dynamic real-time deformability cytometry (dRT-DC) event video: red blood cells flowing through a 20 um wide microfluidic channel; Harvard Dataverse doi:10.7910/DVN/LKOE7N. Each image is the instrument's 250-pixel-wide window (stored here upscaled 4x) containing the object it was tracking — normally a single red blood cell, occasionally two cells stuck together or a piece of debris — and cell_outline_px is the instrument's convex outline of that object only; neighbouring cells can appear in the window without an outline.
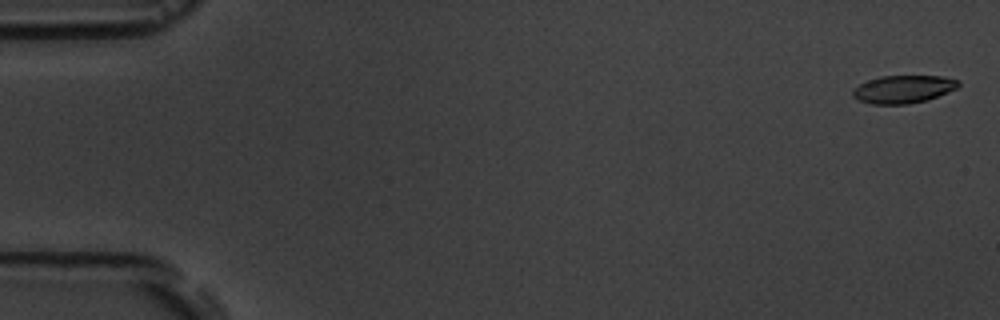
{"species": "common noctule bat (a hibernating species)", "species_latin": "Nyctalus noctula", "temperature_condition": "room temperature", "stored_images_in_passage": 6, "camera_frame_rate_fps": 3000, "um_per_image_px": 0.085, "animal": {"sex": "male", "body_mass_g": 19.5, "forearm_length_mm": 54.6}, "frame": {"image": 1, "passage_image": 1, "time_ms": 0.0, "image_size_px": [1000, 320], "cell_outline_px": [[960, 84], [956, 88], [928, 100], [908, 104], [872, 104], [860, 100], [852, 96], [852, 88], [868, 80], [880, 76], [944, 76], [960, 80]], "centroid_in_image_um": [76.78, 7.58], "position_along_channel_um": 8.2, "area_um2": 17.17}}
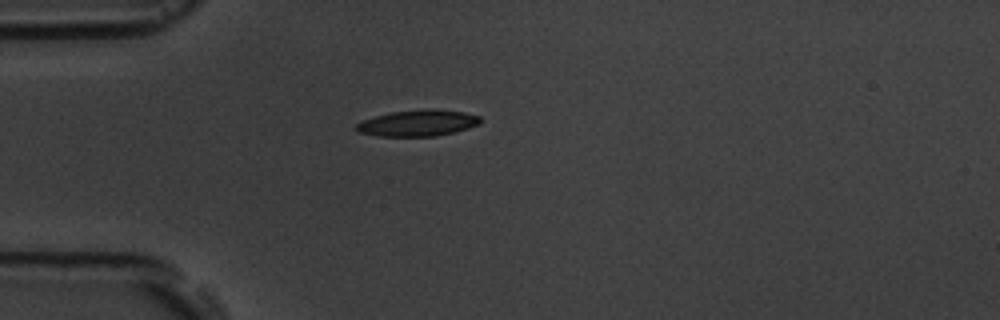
{"frame": {"image": 2, "passage_image": 5, "time_ms": 4.667, "image_size_px": [1000, 320], "cell_outline_px": [[480, 124], [468, 128], [436, 136], [380, 136], [360, 132], [352, 128], [356, 124], [364, 120], [376, 116], [392, 112], [432, 108], [436, 108], [464, 112], [480, 116]], "centroid_in_image_um": [35.53, 10.45], "position_along_channel_um": 49.5, "area_um2": 18.9}}